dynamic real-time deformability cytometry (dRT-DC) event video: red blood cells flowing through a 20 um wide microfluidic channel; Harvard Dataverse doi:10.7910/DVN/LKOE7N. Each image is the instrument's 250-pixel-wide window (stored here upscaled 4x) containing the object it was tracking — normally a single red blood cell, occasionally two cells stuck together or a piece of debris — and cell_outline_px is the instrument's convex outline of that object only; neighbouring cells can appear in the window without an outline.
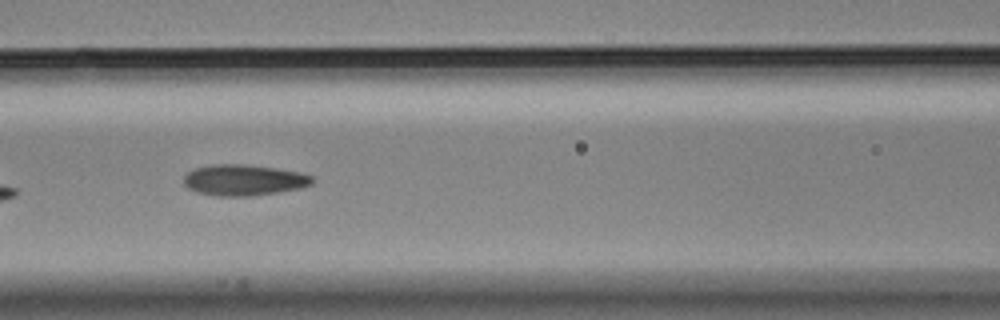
{"species": "Egyptian fruit bat (a non-hibernating species)", "species_latin": "Rousettus aegyptiacus", "temperature_condition": "cold", "stored_images_in_passage": 7, "camera_frame_rate_fps": 3000, "um_per_image_px": 0.085, "animal": {"sex": "male"}, "frame": {"image": 1, "passage_image": 7, "time_ms": 2.0, "image_size_px": [1000, 320], "cell_outline_px": [[316, 180], [312, 184], [300, 188], [252, 196], [216, 196], [196, 192], [188, 188], [184, 184], [184, 176], [188, 172], [196, 168], [212, 164], [244, 164], [276, 168], [300, 172], [312, 176]], "centroid_in_image_um": [20.73, 15.3], "position_along_channel_um": 145.9, "area_um2": 23.29}}